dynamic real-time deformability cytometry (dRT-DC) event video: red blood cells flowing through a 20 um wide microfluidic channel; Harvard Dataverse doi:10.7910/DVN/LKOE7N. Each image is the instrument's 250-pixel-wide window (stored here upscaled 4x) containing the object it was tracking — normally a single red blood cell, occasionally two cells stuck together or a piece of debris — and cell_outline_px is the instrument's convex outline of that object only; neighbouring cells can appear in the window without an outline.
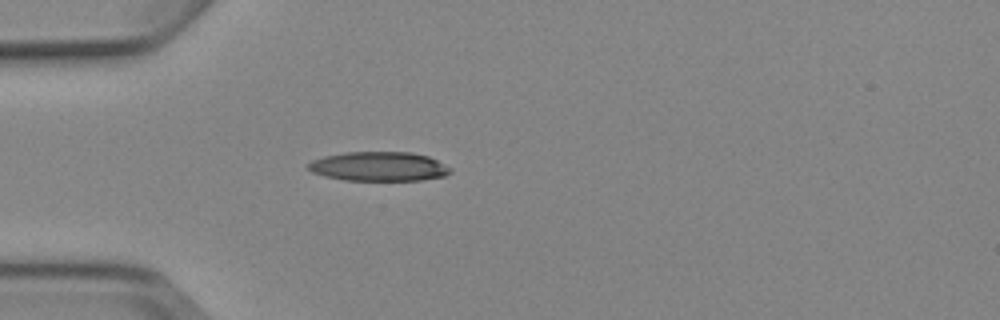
{"species": "Egyptian fruit bat (a non-hibernating species)", "species_latin": "Rousettus aegyptiacus", "temperature_condition": "cold", "stored_images_in_passage": 1, "camera_frame_rate_fps": 3000, "um_per_image_px": 0.085, "animal": {"sex": "female"}, "frame": {"image": 1, "passage_image": 1, "time_ms": 0.0, "image_size_px": [1000, 320], "cell_outline_px": [[452, 172], [444, 176], [420, 180], [344, 180], [324, 176], [312, 172], [308, 168], [308, 164], [312, 160], [324, 156], [344, 152], [412, 152], [428, 156], [452, 168]], "centroid_in_image_um": [32.21, 14.14], "position_along_channel_um": 52.8, "area_um2": 24.28}}